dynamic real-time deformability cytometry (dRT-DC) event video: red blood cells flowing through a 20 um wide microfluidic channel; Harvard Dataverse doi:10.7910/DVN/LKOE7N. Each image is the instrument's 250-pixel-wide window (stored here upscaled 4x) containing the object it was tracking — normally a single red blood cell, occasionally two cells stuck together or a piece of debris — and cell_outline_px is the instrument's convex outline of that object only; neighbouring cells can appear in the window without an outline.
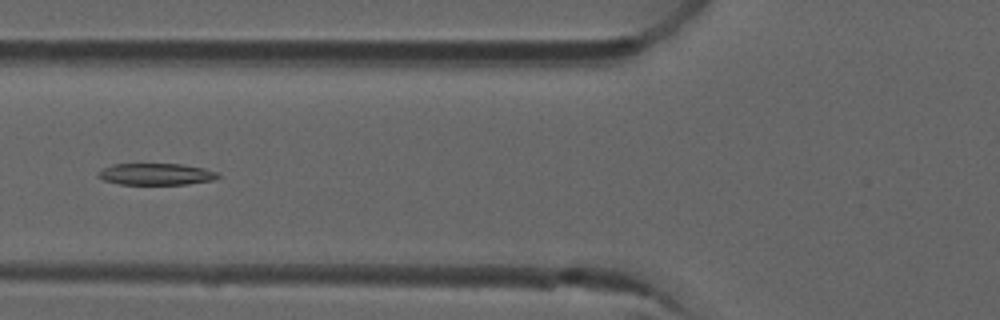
{"species": "common noctule bat (a hibernating species)", "species_latin": "Nyctalus noctula", "temperature_condition": "room temperature", "stored_images_in_passage": 7, "camera_frame_rate_fps": 3000, "um_per_image_px": 0.085, "animal": {"sex": "male", "forearm_length_mm": 52.5}, "frame": {"image": 1, "passage_image": 6, "time_ms": 1.667, "image_size_px": [1000, 320], "cell_outline_px": [[220, 176], [212, 180], [188, 184], [120, 184], [104, 180], [96, 176], [96, 172], [112, 164], [184, 164], [204, 168], [220, 172]], "centroid_in_image_um": [13.27, 14.79], "position_along_channel_um": 112.5, "area_um2": 15.2}}
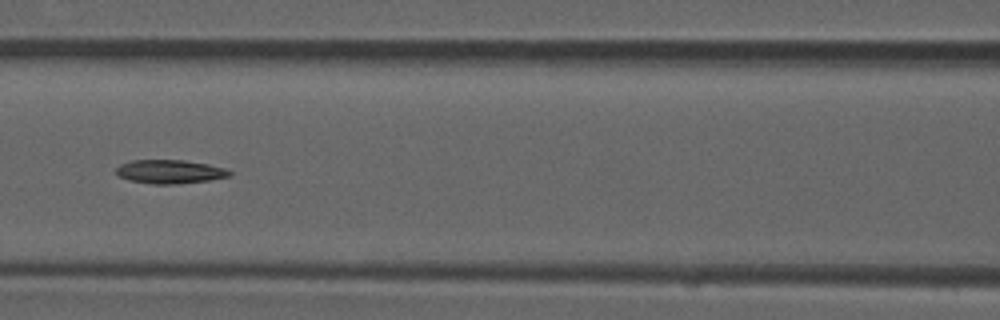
{"frame": {"image": 2, "passage_image": 7, "time_ms": 2.0, "image_size_px": [1000, 320], "cell_outline_px": [[232, 176], [208, 180], [176, 184], [152, 184], [128, 180], [120, 176], [116, 172], [116, 168], [120, 164], [132, 160], [184, 160], [208, 164], [224, 168], [232, 172]], "centroid_in_image_um": [14.44, 14.59], "position_along_channel_um": 152.2, "area_um2": 15.66}}